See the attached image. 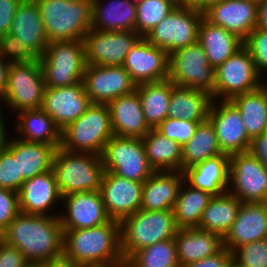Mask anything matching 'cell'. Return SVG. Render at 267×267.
I'll return each mask as SVG.
<instances>
[{
  "label": "cell",
  "instance_id": "cell-1",
  "mask_svg": "<svg viewBox=\"0 0 267 267\" xmlns=\"http://www.w3.org/2000/svg\"><path fill=\"white\" fill-rule=\"evenodd\" d=\"M0 239L19 249L29 264L62 263L63 228L59 216L20 212Z\"/></svg>",
  "mask_w": 267,
  "mask_h": 267
},
{
  "label": "cell",
  "instance_id": "cell-2",
  "mask_svg": "<svg viewBox=\"0 0 267 267\" xmlns=\"http://www.w3.org/2000/svg\"><path fill=\"white\" fill-rule=\"evenodd\" d=\"M62 264L70 267H120L125 265L121 251L120 222L85 229H63Z\"/></svg>",
  "mask_w": 267,
  "mask_h": 267
},
{
  "label": "cell",
  "instance_id": "cell-3",
  "mask_svg": "<svg viewBox=\"0 0 267 267\" xmlns=\"http://www.w3.org/2000/svg\"><path fill=\"white\" fill-rule=\"evenodd\" d=\"M51 42L83 40L92 29L93 0H35Z\"/></svg>",
  "mask_w": 267,
  "mask_h": 267
},
{
  "label": "cell",
  "instance_id": "cell-4",
  "mask_svg": "<svg viewBox=\"0 0 267 267\" xmlns=\"http://www.w3.org/2000/svg\"><path fill=\"white\" fill-rule=\"evenodd\" d=\"M178 229L173 210L139 209L120 222L121 251L124 260L144 247L174 238Z\"/></svg>",
  "mask_w": 267,
  "mask_h": 267
},
{
  "label": "cell",
  "instance_id": "cell-5",
  "mask_svg": "<svg viewBox=\"0 0 267 267\" xmlns=\"http://www.w3.org/2000/svg\"><path fill=\"white\" fill-rule=\"evenodd\" d=\"M61 197L75 192L99 191L104 173L101 156L55 150L52 162Z\"/></svg>",
  "mask_w": 267,
  "mask_h": 267
},
{
  "label": "cell",
  "instance_id": "cell-6",
  "mask_svg": "<svg viewBox=\"0 0 267 267\" xmlns=\"http://www.w3.org/2000/svg\"><path fill=\"white\" fill-rule=\"evenodd\" d=\"M113 136L107 104H91L77 120L61 131V148L70 152L101 155Z\"/></svg>",
  "mask_w": 267,
  "mask_h": 267
},
{
  "label": "cell",
  "instance_id": "cell-7",
  "mask_svg": "<svg viewBox=\"0 0 267 267\" xmlns=\"http://www.w3.org/2000/svg\"><path fill=\"white\" fill-rule=\"evenodd\" d=\"M46 88L83 82L86 58L83 40L51 42L40 57Z\"/></svg>",
  "mask_w": 267,
  "mask_h": 267
},
{
  "label": "cell",
  "instance_id": "cell-8",
  "mask_svg": "<svg viewBox=\"0 0 267 267\" xmlns=\"http://www.w3.org/2000/svg\"><path fill=\"white\" fill-rule=\"evenodd\" d=\"M204 14L194 6L177 5L144 38L169 54L198 42V30Z\"/></svg>",
  "mask_w": 267,
  "mask_h": 267
},
{
  "label": "cell",
  "instance_id": "cell-9",
  "mask_svg": "<svg viewBox=\"0 0 267 267\" xmlns=\"http://www.w3.org/2000/svg\"><path fill=\"white\" fill-rule=\"evenodd\" d=\"M168 79L175 86L206 92L215 100V68L198 42L169 54Z\"/></svg>",
  "mask_w": 267,
  "mask_h": 267
},
{
  "label": "cell",
  "instance_id": "cell-10",
  "mask_svg": "<svg viewBox=\"0 0 267 267\" xmlns=\"http://www.w3.org/2000/svg\"><path fill=\"white\" fill-rule=\"evenodd\" d=\"M101 160L104 171L136 182H144L155 171L149 165L143 140L113 135L104 146Z\"/></svg>",
  "mask_w": 267,
  "mask_h": 267
},
{
  "label": "cell",
  "instance_id": "cell-11",
  "mask_svg": "<svg viewBox=\"0 0 267 267\" xmlns=\"http://www.w3.org/2000/svg\"><path fill=\"white\" fill-rule=\"evenodd\" d=\"M46 85L40 61L10 64L8 85L0 99L12 112L41 109Z\"/></svg>",
  "mask_w": 267,
  "mask_h": 267
},
{
  "label": "cell",
  "instance_id": "cell-12",
  "mask_svg": "<svg viewBox=\"0 0 267 267\" xmlns=\"http://www.w3.org/2000/svg\"><path fill=\"white\" fill-rule=\"evenodd\" d=\"M250 51L243 46L215 68V100L233 97L259 89L263 78Z\"/></svg>",
  "mask_w": 267,
  "mask_h": 267
},
{
  "label": "cell",
  "instance_id": "cell-13",
  "mask_svg": "<svg viewBox=\"0 0 267 267\" xmlns=\"http://www.w3.org/2000/svg\"><path fill=\"white\" fill-rule=\"evenodd\" d=\"M229 159L228 192L244 203H267V168L250 151Z\"/></svg>",
  "mask_w": 267,
  "mask_h": 267
},
{
  "label": "cell",
  "instance_id": "cell-14",
  "mask_svg": "<svg viewBox=\"0 0 267 267\" xmlns=\"http://www.w3.org/2000/svg\"><path fill=\"white\" fill-rule=\"evenodd\" d=\"M140 38L136 31L91 29L83 38L86 64L122 66L128 52Z\"/></svg>",
  "mask_w": 267,
  "mask_h": 267
},
{
  "label": "cell",
  "instance_id": "cell-15",
  "mask_svg": "<svg viewBox=\"0 0 267 267\" xmlns=\"http://www.w3.org/2000/svg\"><path fill=\"white\" fill-rule=\"evenodd\" d=\"M208 120L223 153L231 155L249 151L252 139L246 132L240 111L230 100H212Z\"/></svg>",
  "mask_w": 267,
  "mask_h": 267
},
{
  "label": "cell",
  "instance_id": "cell-16",
  "mask_svg": "<svg viewBox=\"0 0 267 267\" xmlns=\"http://www.w3.org/2000/svg\"><path fill=\"white\" fill-rule=\"evenodd\" d=\"M83 83L93 104H109L112 100L136 90V84L122 66L87 65Z\"/></svg>",
  "mask_w": 267,
  "mask_h": 267
},
{
  "label": "cell",
  "instance_id": "cell-17",
  "mask_svg": "<svg viewBox=\"0 0 267 267\" xmlns=\"http://www.w3.org/2000/svg\"><path fill=\"white\" fill-rule=\"evenodd\" d=\"M143 183L104 171L99 188L105 210L111 220L121 222L141 208Z\"/></svg>",
  "mask_w": 267,
  "mask_h": 267
},
{
  "label": "cell",
  "instance_id": "cell-18",
  "mask_svg": "<svg viewBox=\"0 0 267 267\" xmlns=\"http://www.w3.org/2000/svg\"><path fill=\"white\" fill-rule=\"evenodd\" d=\"M122 67L136 85L166 80L169 53L141 37L128 52Z\"/></svg>",
  "mask_w": 267,
  "mask_h": 267
},
{
  "label": "cell",
  "instance_id": "cell-19",
  "mask_svg": "<svg viewBox=\"0 0 267 267\" xmlns=\"http://www.w3.org/2000/svg\"><path fill=\"white\" fill-rule=\"evenodd\" d=\"M84 83L71 86L46 88L41 109L62 131L77 120L91 105Z\"/></svg>",
  "mask_w": 267,
  "mask_h": 267
},
{
  "label": "cell",
  "instance_id": "cell-20",
  "mask_svg": "<svg viewBox=\"0 0 267 267\" xmlns=\"http://www.w3.org/2000/svg\"><path fill=\"white\" fill-rule=\"evenodd\" d=\"M204 18L245 41L257 27L258 3L252 0H222L206 9Z\"/></svg>",
  "mask_w": 267,
  "mask_h": 267
},
{
  "label": "cell",
  "instance_id": "cell-21",
  "mask_svg": "<svg viewBox=\"0 0 267 267\" xmlns=\"http://www.w3.org/2000/svg\"><path fill=\"white\" fill-rule=\"evenodd\" d=\"M62 200L66 207V211L59 214L63 229L92 228L111 220L99 191L75 192L63 196Z\"/></svg>",
  "mask_w": 267,
  "mask_h": 267
},
{
  "label": "cell",
  "instance_id": "cell-22",
  "mask_svg": "<svg viewBox=\"0 0 267 267\" xmlns=\"http://www.w3.org/2000/svg\"><path fill=\"white\" fill-rule=\"evenodd\" d=\"M18 200L22 213L59 216L49 212L62 201L53 169L25 180L18 191Z\"/></svg>",
  "mask_w": 267,
  "mask_h": 267
},
{
  "label": "cell",
  "instance_id": "cell-23",
  "mask_svg": "<svg viewBox=\"0 0 267 267\" xmlns=\"http://www.w3.org/2000/svg\"><path fill=\"white\" fill-rule=\"evenodd\" d=\"M267 239V203L241 202L237 218L223 238V246L234 252L239 246Z\"/></svg>",
  "mask_w": 267,
  "mask_h": 267
},
{
  "label": "cell",
  "instance_id": "cell-24",
  "mask_svg": "<svg viewBox=\"0 0 267 267\" xmlns=\"http://www.w3.org/2000/svg\"><path fill=\"white\" fill-rule=\"evenodd\" d=\"M113 135L142 139L152 128L145 120L137 90L109 104Z\"/></svg>",
  "mask_w": 267,
  "mask_h": 267
},
{
  "label": "cell",
  "instance_id": "cell-25",
  "mask_svg": "<svg viewBox=\"0 0 267 267\" xmlns=\"http://www.w3.org/2000/svg\"><path fill=\"white\" fill-rule=\"evenodd\" d=\"M230 159L222 153L188 167L183 171L184 180L196 189L219 196L229 188Z\"/></svg>",
  "mask_w": 267,
  "mask_h": 267
},
{
  "label": "cell",
  "instance_id": "cell-26",
  "mask_svg": "<svg viewBox=\"0 0 267 267\" xmlns=\"http://www.w3.org/2000/svg\"><path fill=\"white\" fill-rule=\"evenodd\" d=\"M183 181L182 171H155L143 182L140 209L146 211L173 210Z\"/></svg>",
  "mask_w": 267,
  "mask_h": 267
},
{
  "label": "cell",
  "instance_id": "cell-27",
  "mask_svg": "<svg viewBox=\"0 0 267 267\" xmlns=\"http://www.w3.org/2000/svg\"><path fill=\"white\" fill-rule=\"evenodd\" d=\"M174 241L180 267L213 256L224 248L220 235L198 227L178 229Z\"/></svg>",
  "mask_w": 267,
  "mask_h": 267
},
{
  "label": "cell",
  "instance_id": "cell-28",
  "mask_svg": "<svg viewBox=\"0 0 267 267\" xmlns=\"http://www.w3.org/2000/svg\"><path fill=\"white\" fill-rule=\"evenodd\" d=\"M9 34L19 37L21 43L31 46L40 57L44 54L49 41L35 0L21 2Z\"/></svg>",
  "mask_w": 267,
  "mask_h": 267
},
{
  "label": "cell",
  "instance_id": "cell-29",
  "mask_svg": "<svg viewBox=\"0 0 267 267\" xmlns=\"http://www.w3.org/2000/svg\"><path fill=\"white\" fill-rule=\"evenodd\" d=\"M201 45L211 66L216 68L244 46V41L221 26L214 25L204 17L198 30Z\"/></svg>",
  "mask_w": 267,
  "mask_h": 267
},
{
  "label": "cell",
  "instance_id": "cell-30",
  "mask_svg": "<svg viewBox=\"0 0 267 267\" xmlns=\"http://www.w3.org/2000/svg\"><path fill=\"white\" fill-rule=\"evenodd\" d=\"M7 148L18 158L19 175L24 181L52 169L56 150L52 145L24 141L17 136L9 139Z\"/></svg>",
  "mask_w": 267,
  "mask_h": 267
},
{
  "label": "cell",
  "instance_id": "cell-31",
  "mask_svg": "<svg viewBox=\"0 0 267 267\" xmlns=\"http://www.w3.org/2000/svg\"><path fill=\"white\" fill-rule=\"evenodd\" d=\"M14 125L19 139L28 142L52 145L55 149L61 146V130L53 119L42 109L25 110L16 114Z\"/></svg>",
  "mask_w": 267,
  "mask_h": 267
},
{
  "label": "cell",
  "instance_id": "cell-32",
  "mask_svg": "<svg viewBox=\"0 0 267 267\" xmlns=\"http://www.w3.org/2000/svg\"><path fill=\"white\" fill-rule=\"evenodd\" d=\"M136 5L130 0H93L92 29L98 31H135Z\"/></svg>",
  "mask_w": 267,
  "mask_h": 267
},
{
  "label": "cell",
  "instance_id": "cell-33",
  "mask_svg": "<svg viewBox=\"0 0 267 267\" xmlns=\"http://www.w3.org/2000/svg\"><path fill=\"white\" fill-rule=\"evenodd\" d=\"M212 96L186 87L174 86L168 105V118L203 122L208 119Z\"/></svg>",
  "mask_w": 267,
  "mask_h": 267
},
{
  "label": "cell",
  "instance_id": "cell-34",
  "mask_svg": "<svg viewBox=\"0 0 267 267\" xmlns=\"http://www.w3.org/2000/svg\"><path fill=\"white\" fill-rule=\"evenodd\" d=\"M149 165L154 171H182V146L152 128L143 138Z\"/></svg>",
  "mask_w": 267,
  "mask_h": 267
},
{
  "label": "cell",
  "instance_id": "cell-35",
  "mask_svg": "<svg viewBox=\"0 0 267 267\" xmlns=\"http://www.w3.org/2000/svg\"><path fill=\"white\" fill-rule=\"evenodd\" d=\"M240 205L241 201L228 191L213 196L203 211L198 228L224 238L237 218Z\"/></svg>",
  "mask_w": 267,
  "mask_h": 267
},
{
  "label": "cell",
  "instance_id": "cell-36",
  "mask_svg": "<svg viewBox=\"0 0 267 267\" xmlns=\"http://www.w3.org/2000/svg\"><path fill=\"white\" fill-rule=\"evenodd\" d=\"M174 86L169 79L136 85L145 120L151 128H156L168 118V105Z\"/></svg>",
  "mask_w": 267,
  "mask_h": 267
},
{
  "label": "cell",
  "instance_id": "cell-37",
  "mask_svg": "<svg viewBox=\"0 0 267 267\" xmlns=\"http://www.w3.org/2000/svg\"><path fill=\"white\" fill-rule=\"evenodd\" d=\"M212 197L210 193L196 189L184 180L173 207L177 227L179 229L198 227L203 211Z\"/></svg>",
  "mask_w": 267,
  "mask_h": 267
},
{
  "label": "cell",
  "instance_id": "cell-38",
  "mask_svg": "<svg viewBox=\"0 0 267 267\" xmlns=\"http://www.w3.org/2000/svg\"><path fill=\"white\" fill-rule=\"evenodd\" d=\"M240 111L248 136L253 139L267 130V92L259 89L230 100Z\"/></svg>",
  "mask_w": 267,
  "mask_h": 267
},
{
  "label": "cell",
  "instance_id": "cell-39",
  "mask_svg": "<svg viewBox=\"0 0 267 267\" xmlns=\"http://www.w3.org/2000/svg\"><path fill=\"white\" fill-rule=\"evenodd\" d=\"M222 153L213 125L207 119L199 123L191 140L182 146V172Z\"/></svg>",
  "mask_w": 267,
  "mask_h": 267
},
{
  "label": "cell",
  "instance_id": "cell-40",
  "mask_svg": "<svg viewBox=\"0 0 267 267\" xmlns=\"http://www.w3.org/2000/svg\"><path fill=\"white\" fill-rule=\"evenodd\" d=\"M126 267H180L174 238L157 242L133 253Z\"/></svg>",
  "mask_w": 267,
  "mask_h": 267
},
{
  "label": "cell",
  "instance_id": "cell-41",
  "mask_svg": "<svg viewBox=\"0 0 267 267\" xmlns=\"http://www.w3.org/2000/svg\"><path fill=\"white\" fill-rule=\"evenodd\" d=\"M175 0H144L136 5L135 31L144 37L161 22L174 7Z\"/></svg>",
  "mask_w": 267,
  "mask_h": 267
},
{
  "label": "cell",
  "instance_id": "cell-42",
  "mask_svg": "<svg viewBox=\"0 0 267 267\" xmlns=\"http://www.w3.org/2000/svg\"><path fill=\"white\" fill-rule=\"evenodd\" d=\"M0 56L10 64L40 60V56L31 46L21 43L19 37L9 33L0 36Z\"/></svg>",
  "mask_w": 267,
  "mask_h": 267
},
{
  "label": "cell",
  "instance_id": "cell-43",
  "mask_svg": "<svg viewBox=\"0 0 267 267\" xmlns=\"http://www.w3.org/2000/svg\"><path fill=\"white\" fill-rule=\"evenodd\" d=\"M232 254L242 267H267V239L239 246Z\"/></svg>",
  "mask_w": 267,
  "mask_h": 267
},
{
  "label": "cell",
  "instance_id": "cell-44",
  "mask_svg": "<svg viewBox=\"0 0 267 267\" xmlns=\"http://www.w3.org/2000/svg\"><path fill=\"white\" fill-rule=\"evenodd\" d=\"M199 123L201 122L167 118L155 129L163 136L183 146L191 140Z\"/></svg>",
  "mask_w": 267,
  "mask_h": 267
},
{
  "label": "cell",
  "instance_id": "cell-45",
  "mask_svg": "<svg viewBox=\"0 0 267 267\" xmlns=\"http://www.w3.org/2000/svg\"><path fill=\"white\" fill-rule=\"evenodd\" d=\"M24 180L19 175L18 158L5 148L0 151V188L18 192Z\"/></svg>",
  "mask_w": 267,
  "mask_h": 267
},
{
  "label": "cell",
  "instance_id": "cell-46",
  "mask_svg": "<svg viewBox=\"0 0 267 267\" xmlns=\"http://www.w3.org/2000/svg\"><path fill=\"white\" fill-rule=\"evenodd\" d=\"M244 46L250 51L260 75H267V30L256 27L244 41Z\"/></svg>",
  "mask_w": 267,
  "mask_h": 267
},
{
  "label": "cell",
  "instance_id": "cell-47",
  "mask_svg": "<svg viewBox=\"0 0 267 267\" xmlns=\"http://www.w3.org/2000/svg\"><path fill=\"white\" fill-rule=\"evenodd\" d=\"M19 213L18 192L0 188V236Z\"/></svg>",
  "mask_w": 267,
  "mask_h": 267
},
{
  "label": "cell",
  "instance_id": "cell-48",
  "mask_svg": "<svg viewBox=\"0 0 267 267\" xmlns=\"http://www.w3.org/2000/svg\"><path fill=\"white\" fill-rule=\"evenodd\" d=\"M28 265L19 249L0 239V267H27Z\"/></svg>",
  "mask_w": 267,
  "mask_h": 267
},
{
  "label": "cell",
  "instance_id": "cell-49",
  "mask_svg": "<svg viewBox=\"0 0 267 267\" xmlns=\"http://www.w3.org/2000/svg\"><path fill=\"white\" fill-rule=\"evenodd\" d=\"M23 0H0V36L10 32L15 13Z\"/></svg>",
  "mask_w": 267,
  "mask_h": 267
},
{
  "label": "cell",
  "instance_id": "cell-50",
  "mask_svg": "<svg viewBox=\"0 0 267 267\" xmlns=\"http://www.w3.org/2000/svg\"><path fill=\"white\" fill-rule=\"evenodd\" d=\"M233 260V254L227 248H223L217 254L190 263L184 267H229Z\"/></svg>",
  "mask_w": 267,
  "mask_h": 267
},
{
  "label": "cell",
  "instance_id": "cell-51",
  "mask_svg": "<svg viewBox=\"0 0 267 267\" xmlns=\"http://www.w3.org/2000/svg\"><path fill=\"white\" fill-rule=\"evenodd\" d=\"M249 151L267 168V130L252 139Z\"/></svg>",
  "mask_w": 267,
  "mask_h": 267
},
{
  "label": "cell",
  "instance_id": "cell-52",
  "mask_svg": "<svg viewBox=\"0 0 267 267\" xmlns=\"http://www.w3.org/2000/svg\"><path fill=\"white\" fill-rule=\"evenodd\" d=\"M10 63L0 56V99L5 95L8 85V72Z\"/></svg>",
  "mask_w": 267,
  "mask_h": 267
},
{
  "label": "cell",
  "instance_id": "cell-53",
  "mask_svg": "<svg viewBox=\"0 0 267 267\" xmlns=\"http://www.w3.org/2000/svg\"><path fill=\"white\" fill-rule=\"evenodd\" d=\"M257 28L267 30V0H261L258 2Z\"/></svg>",
  "mask_w": 267,
  "mask_h": 267
},
{
  "label": "cell",
  "instance_id": "cell-54",
  "mask_svg": "<svg viewBox=\"0 0 267 267\" xmlns=\"http://www.w3.org/2000/svg\"><path fill=\"white\" fill-rule=\"evenodd\" d=\"M2 106H4V105H1L0 104V107H1L0 108V151L3 150V149H5V148H7L8 143H9L8 135L6 133L7 132L6 130H8V129L6 128L7 126H5L7 124H5L6 123L4 121L5 120V116L3 115V112L1 110L2 109Z\"/></svg>",
  "mask_w": 267,
  "mask_h": 267
},
{
  "label": "cell",
  "instance_id": "cell-55",
  "mask_svg": "<svg viewBox=\"0 0 267 267\" xmlns=\"http://www.w3.org/2000/svg\"><path fill=\"white\" fill-rule=\"evenodd\" d=\"M222 0H199L194 7L198 9L200 12H204L206 9H208L210 6L221 2Z\"/></svg>",
  "mask_w": 267,
  "mask_h": 267
},
{
  "label": "cell",
  "instance_id": "cell-56",
  "mask_svg": "<svg viewBox=\"0 0 267 267\" xmlns=\"http://www.w3.org/2000/svg\"><path fill=\"white\" fill-rule=\"evenodd\" d=\"M177 5L194 6L199 0H175Z\"/></svg>",
  "mask_w": 267,
  "mask_h": 267
},
{
  "label": "cell",
  "instance_id": "cell-57",
  "mask_svg": "<svg viewBox=\"0 0 267 267\" xmlns=\"http://www.w3.org/2000/svg\"><path fill=\"white\" fill-rule=\"evenodd\" d=\"M266 77V78H265ZM263 78H265V80L263 79L262 80V87L266 90L267 92V75L264 76Z\"/></svg>",
  "mask_w": 267,
  "mask_h": 267
},
{
  "label": "cell",
  "instance_id": "cell-58",
  "mask_svg": "<svg viewBox=\"0 0 267 267\" xmlns=\"http://www.w3.org/2000/svg\"><path fill=\"white\" fill-rule=\"evenodd\" d=\"M45 267H70V266L61 263L57 265H45Z\"/></svg>",
  "mask_w": 267,
  "mask_h": 267
},
{
  "label": "cell",
  "instance_id": "cell-59",
  "mask_svg": "<svg viewBox=\"0 0 267 267\" xmlns=\"http://www.w3.org/2000/svg\"><path fill=\"white\" fill-rule=\"evenodd\" d=\"M229 267H242L238 263H236L234 260L230 263Z\"/></svg>",
  "mask_w": 267,
  "mask_h": 267
},
{
  "label": "cell",
  "instance_id": "cell-60",
  "mask_svg": "<svg viewBox=\"0 0 267 267\" xmlns=\"http://www.w3.org/2000/svg\"><path fill=\"white\" fill-rule=\"evenodd\" d=\"M27 267H45L43 264H29Z\"/></svg>",
  "mask_w": 267,
  "mask_h": 267
},
{
  "label": "cell",
  "instance_id": "cell-61",
  "mask_svg": "<svg viewBox=\"0 0 267 267\" xmlns=\"http://www.w3.org/2000/svg\"><path fill=\"white\" fill-rule=\"evenodd\" d=\"M133 4L137 5L139 3H142L144 0H130Z\"/></svg>",
  "mask_w": 267,
  "mask_h": 267
}]
</instances>
